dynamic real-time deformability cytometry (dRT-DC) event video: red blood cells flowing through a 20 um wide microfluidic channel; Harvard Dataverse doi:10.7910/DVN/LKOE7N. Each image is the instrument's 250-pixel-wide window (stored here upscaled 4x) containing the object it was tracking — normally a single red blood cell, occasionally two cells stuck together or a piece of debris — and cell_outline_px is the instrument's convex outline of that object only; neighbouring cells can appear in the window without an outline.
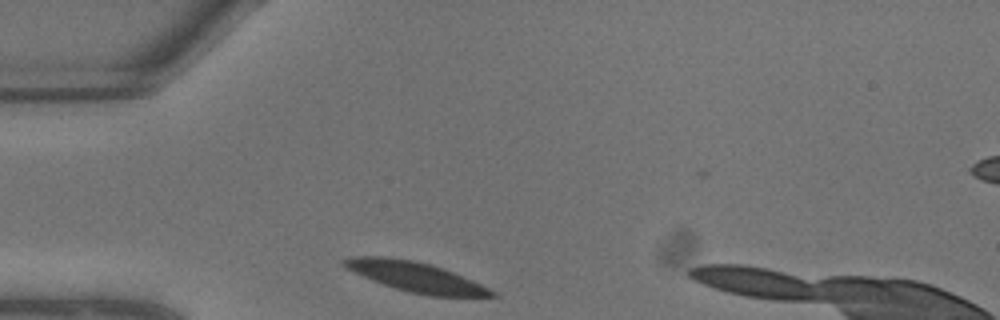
{"species": "common noctule bat (a hibernating species)", "species_latin": "Nyctalus noctula", "temperature_condition": "warm", "stored_images_in_passage": 3, "camera_frame_rate_fps": 3000, "um_per_image_px": 0.085, "animal": {"sex": "male", "body_mass_g": 13.3}, "frame": {"image": 1, "passage_image": 1, "time_ms": 0.0, "image_size_px": [1000, 320], "cell_outline_px": [[500, 296], [428, 296], [408, 292], [372, 280], [344, 268], [340, 264], [340, 260], [352, 256], [384, 256], [412, 260], [428, 264], [452, 272], [472, 280], [496, 292]], "centroid_in_image_um": [35.26, 23.53], "position_along_channel_um": 49.7, "area_um2": 25.49}}
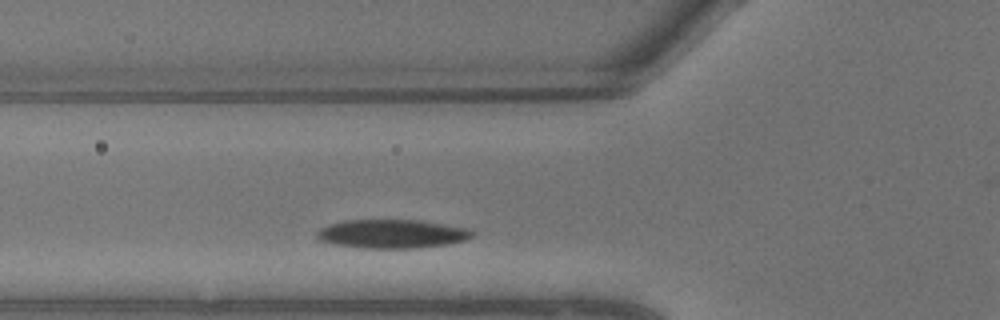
{"frame": {"image": 2, "passage_image": 3, "time_ms": 0.667, "image_size_px": [1000, 320], "cell_outline_px": [[472, 236], [464, 240], [444, 244], [416, 248], [364, 248], [336, 244], [320, 240], [316, 236], [316, 232], [320, 228], [332, 224], [348, 220], [420, 220], [464, 228], [472, 232]], "centroid_in_image_um": [33.27, 19.88], "position_along_channel_um": 92.5, "area_um2": 25.43}}